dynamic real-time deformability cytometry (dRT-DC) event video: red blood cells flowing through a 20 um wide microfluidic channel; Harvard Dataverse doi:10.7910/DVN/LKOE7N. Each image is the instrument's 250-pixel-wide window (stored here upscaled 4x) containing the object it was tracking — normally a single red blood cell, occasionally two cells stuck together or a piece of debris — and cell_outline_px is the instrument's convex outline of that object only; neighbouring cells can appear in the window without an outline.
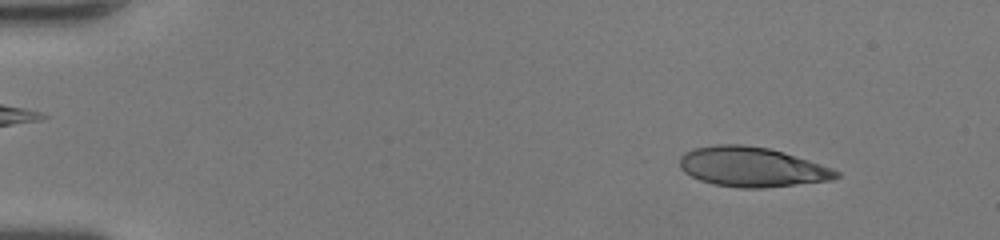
{"species": "human", "species_latin": "Homo sapiens", "temperature_condition": "room temperature", "stored_images_in_passage": 48, "camera_frame_rate_fps": 3000, "um_per_image_px": 0.085, "donor": {"sex": "female"}, "frame": {"image": 1, "passage_image": 5, "time_ms": 1.333, "image_size_px": [1000, 240], "cell_outline_px": [[840, 176], [832, 180], [764, 188], [740, 188], [716, 184], [700, 180], [684, 172], [680, 168], [680, 156], [684, 152], [692, 148], [716, 144], [744, 144], [768, 148], [784, 152], [832, 168], [840, 172]], "centroid_in_image_um": [63.89, 14.18], "position_along_channel_um": 21.1, "area_um2": 36.3}}
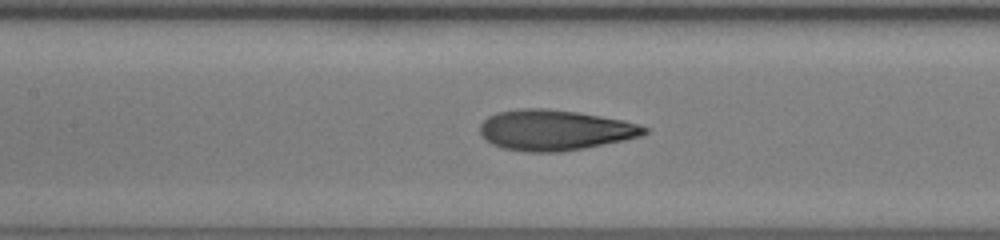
{"frame": {"image": 2, "passage_image": 23, "time_ms": 7.333, "image_size_px": [1000, 240], "cell_outline_px": [[648, 132], [640, 136], [624, 140], [584, 148], [560, 152], [528, 152], [504, 148], [492, 144], [480, 136], [480, 124], [488, 116], [496, 112], [520, 108], [544, 108], [576, 112], [624, 120], [640, 124], [648, 128]], "centroid_in_image_um": [47.14, 11.05], "position_along_channel_um": 160.3, "area_um2": 38.9}}
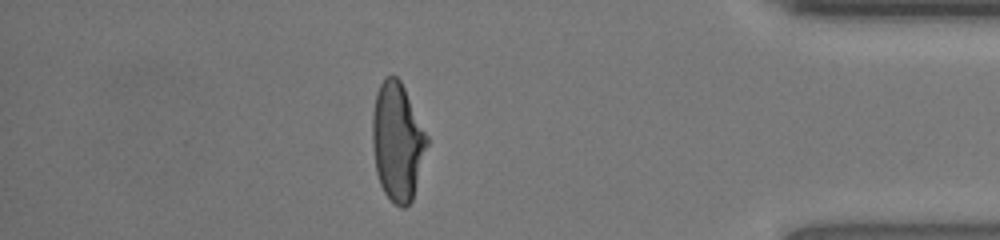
{"frame": {"image": 3, "passage_image": 42, "time_ms": 13.667, "image_size_px": [1000, 240], "cell_outline_px": [[428, 144], [412, 200], [404, 208], [400, 208], [384, 192], [380, 184], [376, 172], [372, 148], [372, 112], [376, 92], [384, 76], [392, 72], [400, 80], [428, 136]], "centroid_in_image_um": [33.76, 12.0], "position_along_channel_um": 401.4, "area_um2": 37.69}, "authors_computed_cell_mechanics": {"area_um2": 37.6278, "velocity_mm_per_s": 4.318, "shape_relaxation_time_tau1_ms": 5.3622, "shape_relaxation_time_tau2_ms": 0.8756, "deformation_change_tau1": 0.2447, "deformation_change_tau2": 0.0756}}